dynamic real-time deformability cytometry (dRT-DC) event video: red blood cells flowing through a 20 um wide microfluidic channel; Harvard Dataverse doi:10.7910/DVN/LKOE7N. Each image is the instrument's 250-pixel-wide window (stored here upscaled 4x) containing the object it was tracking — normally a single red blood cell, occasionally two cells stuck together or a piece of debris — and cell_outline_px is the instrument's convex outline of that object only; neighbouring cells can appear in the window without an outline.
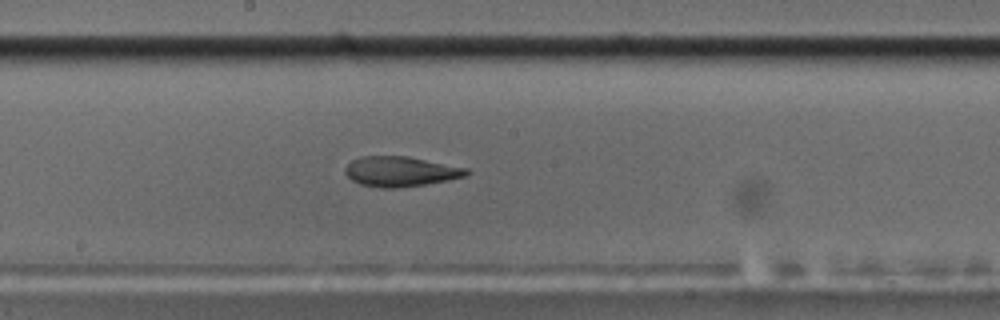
{"species": "common noctule bat (a hibernating species)", "species_latin": "Nyctalus noctula", "temperature_condition": "cold", "stored_images_in_passage": 54, "camera_frame_rate_fps": 3000, "um_per_image_px": 0.085, "animal": {"sex": "male", "body_mass_g": 17.5, "forearm_length_mm": 52.3}, "frame": {"image": 1, "passage_image": 28, "time_ms": 9.0, "image_size_px": [1000, 320], "cell_outline_px": [[472, 172], [468, 176], [448, 180], [424, 184], [396, 188], [380, 188], [360, 184], [352, 180], [344, 172], [344, 168], [352, 160], [360, 156], [408, 156], [468, 168]], "centroid_in_image_um": [34.07, 14.57], "position_along_channel_um": 214.1, "area_um2": 21.39}}
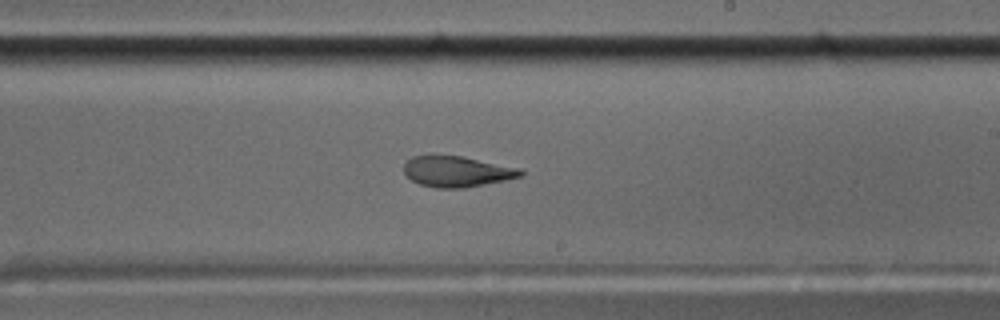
{"frame": {"image": 2, "passage_image": 31, "time_ms": 10.0, "image_size_px": [1000, 320], "cell_outline_px": [[524, 176], [464, 188], [436, 188], [420, 184], [412, 180], [404, 172], [404, 164], [412, 156], [460, 156], [520, 168], [524, 172]], "centroid_in_image_um": [38.85, 14.59], "position_along_channel_um": 250.1, "area_um2": 20.63}}
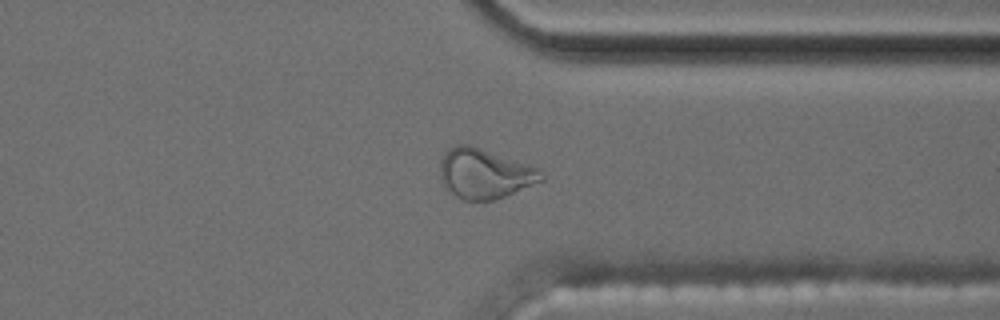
{"frame": {"image": 3, "passage_image": 41, "time_ms": 13.333, "image_size_px": [1000, 320], "cell_outline_px": [[544, 180], [504, 196], [492, 200], [464, 200], [456, 196], [444, 188], [440, 176], [440, 160], [448, 148], [456, 144], [468, 144], [540, 168], [544, 176]], "centroid_in_image_um": [41.17, 14.75], "position_along_channel_um": 370.2, "area_um2": 29.36}, "authors_computed_cell_mechanics": {"area_um2": 21.8773, "velocity_mm_per_s": 3.6233, "shape_relaxation_time_tau1_ms": null, "shape_relaxation_time_tau2_ms": 2.5401, "deformation_change_tau1": null, "deformation_change_tau2": 0.1057}}